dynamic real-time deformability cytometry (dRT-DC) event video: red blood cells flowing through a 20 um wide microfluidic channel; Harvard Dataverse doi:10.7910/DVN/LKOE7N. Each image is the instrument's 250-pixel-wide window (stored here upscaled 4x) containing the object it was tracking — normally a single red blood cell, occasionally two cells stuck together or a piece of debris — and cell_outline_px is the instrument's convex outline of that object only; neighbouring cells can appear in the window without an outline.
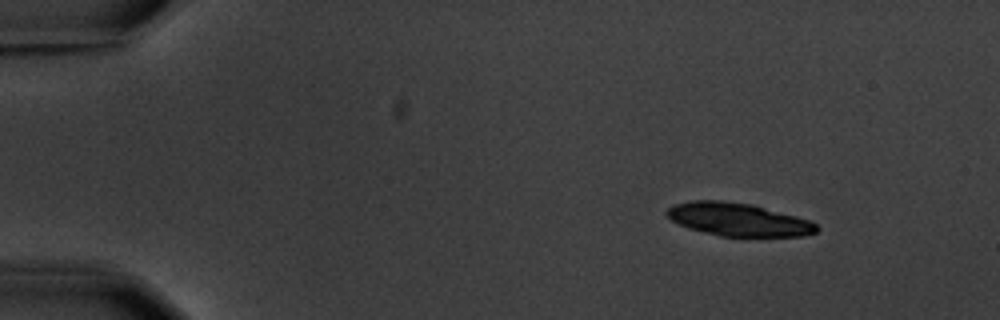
{"species": "common noctule bat (a hibernating species)", "species_latin": "Nyctalus noctula", "temperature_condition": "warm", "stored_images_in_passage": 5, "camera_frame_rate_fps": 3000, "um_per_image_px": 0.085, "animal": {"sex": "male", "body_mass_g": 20.1, "forearm_length_mm": 53.5}, "frame": {"image": 1, "passage_image": 1, "time_ms": 0.0, "image_size_px": [1000, 320], "cell_outline_px": [[820, 228], [816, 232], [804, 236], [720, 236], [688, 228], [672, 220], [664, 212], [672, 204], [692, 200], [724, 200], [752, 204], [796, 216], [808, 220], [816, 224]], "centroid_in_image_um": [62.73, 18.64], "position_along_channel_um": 22.3, "area_um2": 28.84}}